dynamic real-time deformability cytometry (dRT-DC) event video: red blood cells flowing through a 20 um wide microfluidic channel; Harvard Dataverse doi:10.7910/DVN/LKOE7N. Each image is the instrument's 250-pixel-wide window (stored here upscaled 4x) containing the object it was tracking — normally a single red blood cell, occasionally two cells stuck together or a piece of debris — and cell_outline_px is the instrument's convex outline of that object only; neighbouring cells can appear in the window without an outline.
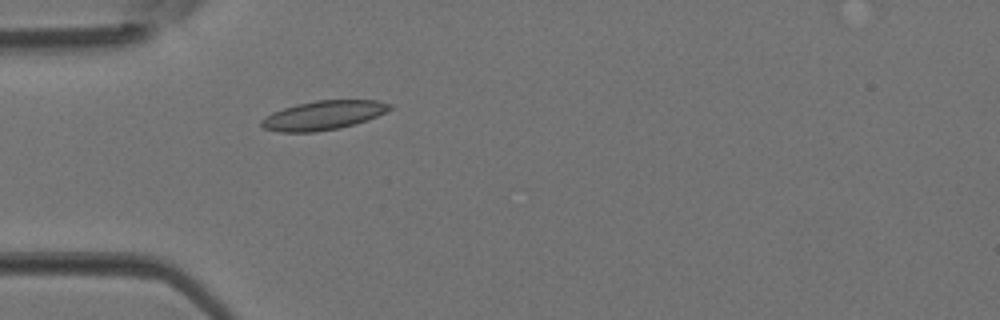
{"species": "Egyptian fruit bat (a non-hibernating species)", "species_latin": "Rousettus aegyptiacus", "temperature_condition": "room temperature", "stored_images_in_passage": 3, "camera_frame_rate_fps": 3000, "um_per_image_px": 0.085, "animal": {"sex": "female"}, "frame": {"image": 1, "passage_image": 3, "time_ms": 0.667, "image_size_px": [1000, 320], "cell_outline_px": [[392, 108], [376, 116], [340, 128], [316, 132], [280, 132], [264, 128], [260, 124], [260, 120], [264, 116], [272, 112], [296, 104], [316, 100], [376, 100], [392, 104]], "centroid_in_image_um": [27.43, 9.79], "position_along_channel_um": 57.6, "area_um2": 21.62}}